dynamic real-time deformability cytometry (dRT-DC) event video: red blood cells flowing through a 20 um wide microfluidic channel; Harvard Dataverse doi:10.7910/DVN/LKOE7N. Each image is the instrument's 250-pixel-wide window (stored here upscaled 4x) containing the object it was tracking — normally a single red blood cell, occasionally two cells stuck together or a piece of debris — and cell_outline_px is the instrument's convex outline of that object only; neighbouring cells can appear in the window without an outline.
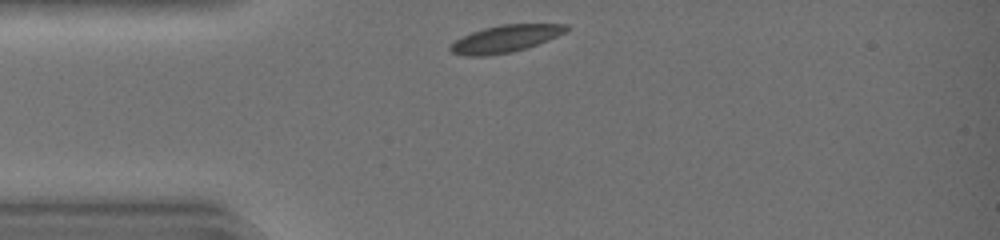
{"species": "common noctule bat (a hibernating species)", "species_latin": "Nyctalus noctula", "temperature_condition": "warm", "stored_images_in_passage": 28, "camera_frame_rate_fps": 3000, "um_per_image_px": 0.085, "animal": {"sex": "female", "body_mass_g": 19.0, "forearm_length_mm": 51.5}, "frame": {"image": 1, "passage_image": 1, "time_ms": 0.0, "image_size_px": [1000, 240], "cell_outline_px": [[572, 28], [548, 40], [512, 52], [484, 56], [464, 56], [452, 52], [448, 48], [456, 40], [472, 32], [484, 28], [500, 24], [568, 24]], "centroid_in_image_um": [42.96, 3.29], "position_along_channel_um": 42.0, "area_um2": 18.15}}
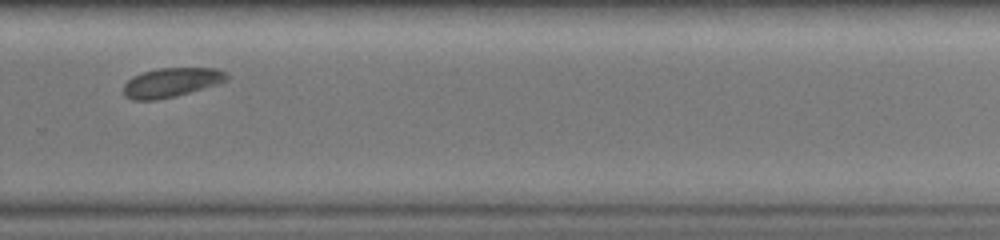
{"frame": {"image": 2, "passage_image": 21, "time_ms": 6.667, "image_size_px": [1000, 240], "cell_outline_px": [[228, 80], [220, 84], [176, 96], [156, 100], [132, 100], [124, 96], [124, 84], [132, 76], [156, 68], [216, 68], [228, 72]], "centroid_in_image_um": [14.6, 7.01], "position_along_channel_um": 315.2, "area_um2": 17.86}}
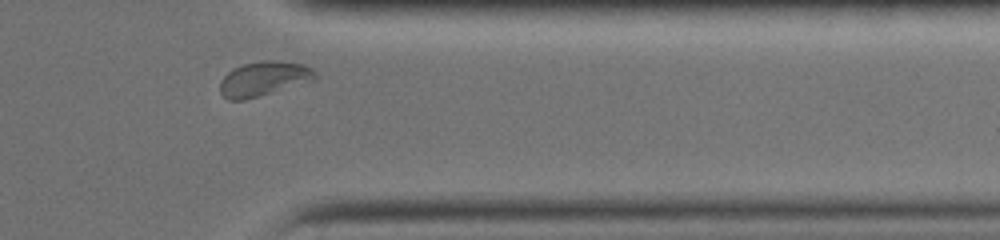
{"frame": {"image": 3, "passage_image": 26, "time_ms": 8.333, "image_size_px": [1000, 240], "cell_outline_px": [[316, 80], [244, 100], [228, 100], [220, 92], [220, 80], [232, 68], [244, 64], [260, 60], [276, 60], [304, 64], [312, 68], [316, 72]], "centroid_in_image_um": [22.43, 6.68], "position_along_channel_um": 389.0, "area_um2": 19.31}, "authors_computed_cell_mechanics": {"area_um2": 18.6116, "velocity_mm_per_s": 4.391, "shape_relaxation_time_tau1_ms": 1.1709, "shape_relaxation_time_tau2_ms": 5.0476, "deformation_change_tau1": 0.0423, "deformation_change_tau2": 0.0543}}